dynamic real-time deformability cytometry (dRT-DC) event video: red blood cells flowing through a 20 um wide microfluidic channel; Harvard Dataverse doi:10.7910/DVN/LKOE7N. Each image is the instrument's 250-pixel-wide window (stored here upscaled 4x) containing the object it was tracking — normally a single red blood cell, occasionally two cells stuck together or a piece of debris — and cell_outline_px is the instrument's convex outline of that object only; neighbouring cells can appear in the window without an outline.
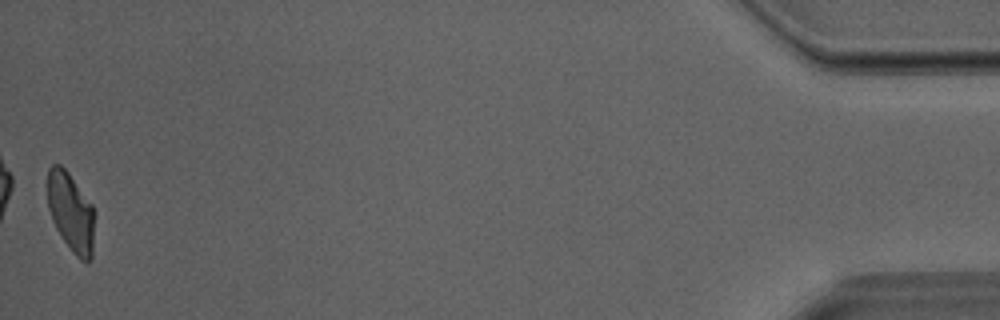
{"species": "Egyptian fruit bat (a non-hibernating species)", "species_latin": "Rousettus aegyptiacus", "temperature_condition": "room temperature", "stored_images_in_passage": 37, "camera_frame_rate_fps": 3000, "um_per_image_px": 0.085, "animal": {"sex": "male"}, "frame": {"image": 1, "passage_image": 37, "time_ms": 12.0, "image_size_px": [1000, 320], "cell_outline_px": [[92, 256], [88, 264], [80, 260], [72, 252], [56, 228], [52, 220], [48, 208], [48, 168], [52, 164], [60, 164], [68, 172], [92, 204]], "centroid_in_image_um": [5.99, 18.03], "position_along_channel_um": 429.2, "area_um2": 21.27}}